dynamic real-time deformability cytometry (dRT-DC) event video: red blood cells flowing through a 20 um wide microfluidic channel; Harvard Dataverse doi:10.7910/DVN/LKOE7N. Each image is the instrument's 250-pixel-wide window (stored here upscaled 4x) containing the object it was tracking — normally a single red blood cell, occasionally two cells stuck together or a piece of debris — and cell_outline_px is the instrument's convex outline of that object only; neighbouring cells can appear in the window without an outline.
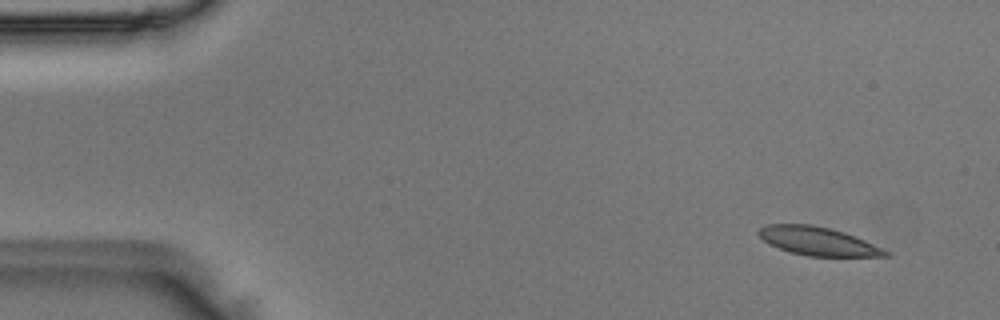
{"species": "Egyptian fruit bat (a non-hibernating species)", "species_latin": "Rousettus aegyptiacus", "temperature_condition": "room temperature", "stored_images_in_passage": 50, "camera_frame_rate_fps": 3000, "um_per_image_px": 0.085, "animal": {"sex": "male"}, "frame": {"image": 1, "passage_image": 4, "time_ms": 1.0, "image_size_px": [1000, 320], "cell_outline_px": [[892, 256], [808, 256], [792, 252], [768, 244], [756, 232], [760, 228], [768, 224], [812, 224], [844, 232], [856, 236], [892, 252]], "centroid_in_image_um": [69.56, 20.5], "position_along_channel_um": 15.4, "area_um2": 20.98}}
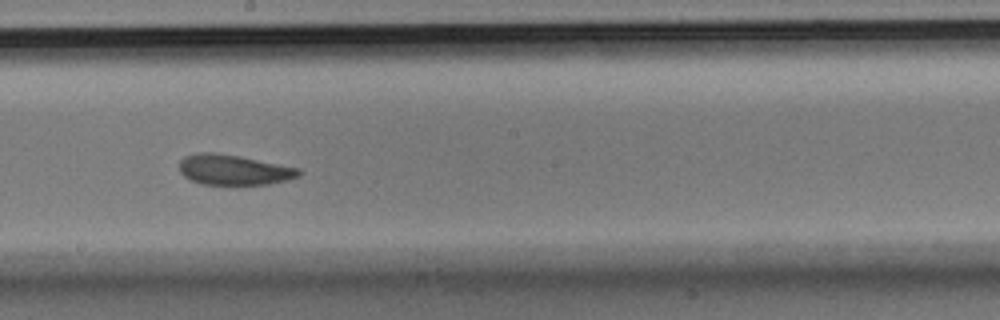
{"frame": {"image": 2, "passage_image": 28, "time_ms": 9.0, "image_size_px": [1000, 320], "cell_outline_px": [[300, 176], [288, 180], [268, 184], [232, 188], [200, 184], [184, 176], [180, 172], [180, 160], [184, 156], [200, 152], [216, 152], [240, 156], [300, 168]], "centroid_in_image_um": [19.87, 14.48], "position_along_channel_um": 228.3, "area_um2": 22.08}}
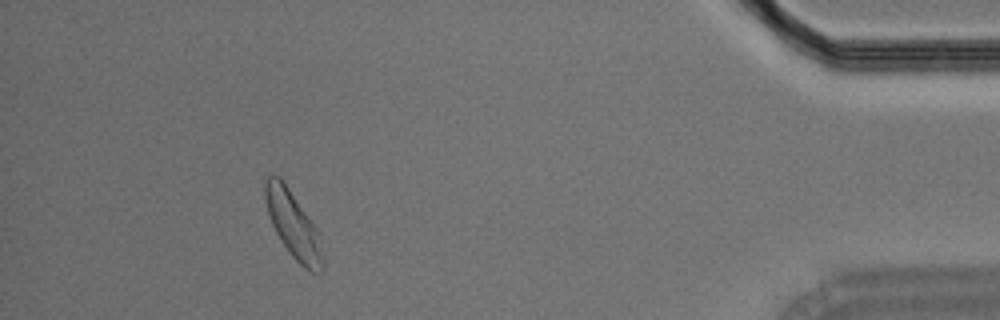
{"frame": {"image": 3, "passage_image": 46, "time_ms": 15.0, "image_size_px": [1000, 320], "cell_outline_px": [[324, 272], [312, 272], [304, 268], [288, 252], [280, 240], [272, 224], [264, 200], [264, 180], [272, 172], [280, 176], [316, 228], [320, 236], [324, 260]], "centroid_in_image_um": [24.91, 19.11], "position_along_channel_um": 410.3, "area_um2": 22.48}}